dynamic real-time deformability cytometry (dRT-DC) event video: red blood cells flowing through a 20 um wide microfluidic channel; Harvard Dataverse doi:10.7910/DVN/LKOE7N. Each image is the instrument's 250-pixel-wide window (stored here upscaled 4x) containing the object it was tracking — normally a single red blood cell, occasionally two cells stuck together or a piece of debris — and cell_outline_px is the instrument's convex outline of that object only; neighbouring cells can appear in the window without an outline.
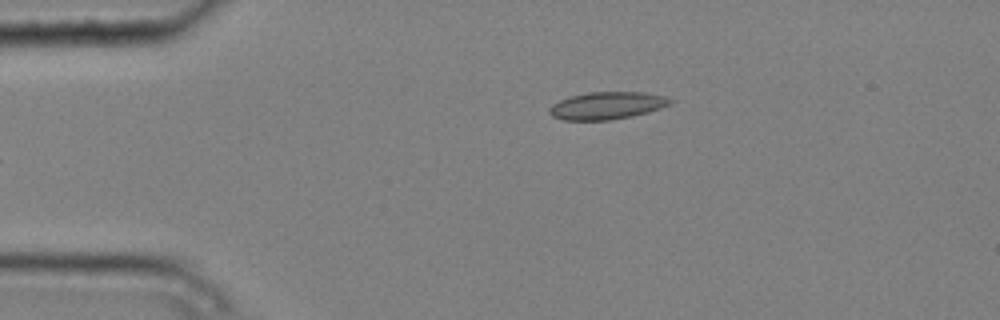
{"species": "common noctule bat (a hibernating species)", "species_latin": "Nyctalus noctula", "temperature_condition": "cold", "stored_images_in_passage": 5, "camera_frame_rate_fps": 3000, "um_per_image_px": 0.085, "animal": {"sex": "male", "body_mass_g": 20.4}, "frame": {"image": 1, "passage_image": 5, "time_ms": 1.333, "image_size_px": [1000, 320], "cell_outline_px": [[676, 100], [660, 108], [648, 112], [632, 116], [608, 120], [564, 120], [552, 116], [548, 112], [548, 108], [552, 104], [568, 96], [588, 92], [644, 92], [664, 96]], "centroid_in_image_um": [51.56, 8.97], "position_along_channel_um": 33.4, "area_um2": 19.36}}